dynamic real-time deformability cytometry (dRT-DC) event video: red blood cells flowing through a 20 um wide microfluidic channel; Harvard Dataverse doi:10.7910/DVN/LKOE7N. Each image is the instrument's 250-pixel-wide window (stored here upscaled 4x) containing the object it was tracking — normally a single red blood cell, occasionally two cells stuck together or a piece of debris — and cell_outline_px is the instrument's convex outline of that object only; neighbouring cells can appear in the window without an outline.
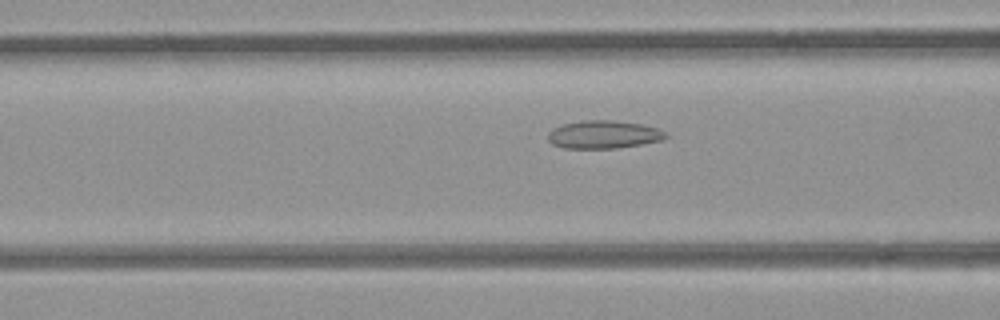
{"species": "common noctule bat (a hibernating species)", "species_latin": "Nyctalus noctula", "temperature_condition": "room temperature", "stored_images_in_passage": 41, "segment_of_instrument_passage": [1, 2], "camera_frame_rate_fps": 3000, "um_per_image_px": 0.085, "animal": {"sex": "female", "body_mass_g": 21.9}, "frame": {"image": 1, "passage_image": 8, "time_ms": 2.333, "image_size_px": [1000, 320], "cell_outline_px": [[668, 136], [660, 140], [640, 144], [616, 148], [564, 148], [552, 144], [548, 140], [548, 132], [552, 128], [564, 124], [584, 120], [612, 120], [644, 124], [656, 128], [664, 132]], "centroid_in_image_um": [51.27, 11.43], "position_along_channel_um": 115.3, "area_um2": 19.07}}
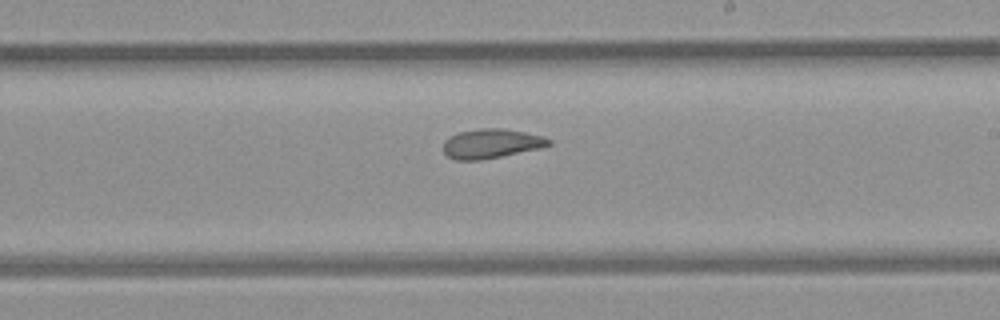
{"frame": {"image": 2, "passage_image": 18, "time_ms": 5.667, "image_size_px": [1000, 320], "cell_outline_px": [[552, 144], [540, 148], [480, 160], [456, 160], [448, 156], [444, 152], [444, 140], [448, 136], [460, 132], [480, 128], [500, 128], [524, 132], [544, 136], [552, 140]], "centroid_in_image_um": [41.76, 12.2], "position_along_channel_um": 247.2, "area_um2": 17.98}}
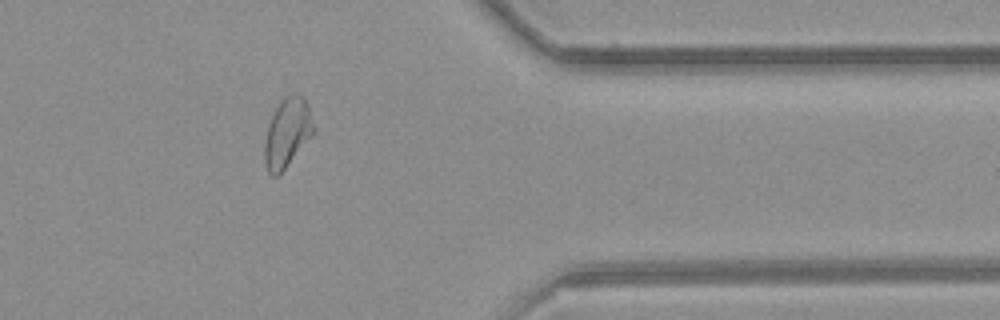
{"frame": {"image": 3, "passage_image": 30, "time_ms": 9.667, "image_size_px": [1000, 320], "cell_outline_px": [[316, 132], [284, 168], [276, 176], [272, 176], [268, 172], [264, 164], [264, 140], [268, 124], [276, 108], [284, 96], [304, 96], [308, 104], [316, 128]], "centroid_in_image_um": [24.43, 11.29], "position_along_channel_um": 387.0, "area_um2": 19.71}}